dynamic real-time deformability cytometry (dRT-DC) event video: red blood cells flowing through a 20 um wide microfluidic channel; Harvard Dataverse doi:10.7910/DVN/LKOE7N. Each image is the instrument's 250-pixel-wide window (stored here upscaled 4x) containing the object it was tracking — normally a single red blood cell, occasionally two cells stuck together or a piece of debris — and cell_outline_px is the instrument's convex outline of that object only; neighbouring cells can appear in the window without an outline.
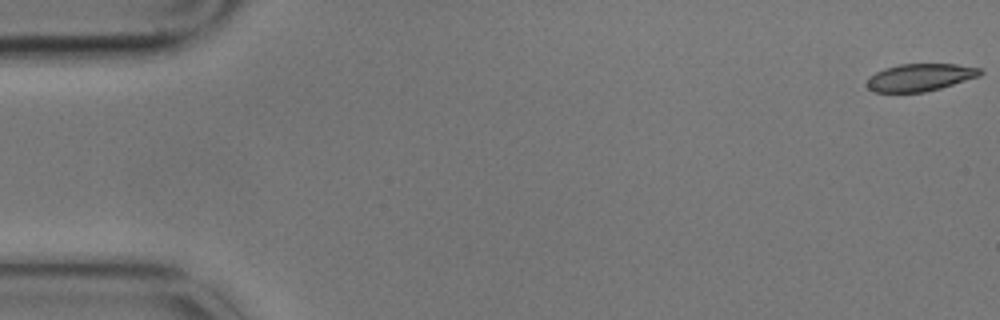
{"species": "common noctule bat (a hibernating species)", "species_latin": "Nyctalus noctula", "temperature_condition": "cold", "stored_images_in_passage": 5, "camera_frame_rate_fps": 3000, "um_per_image_px": 0.085, "animal": {"sex": "male", "body_mass_g": 17.9}, "frame": {"image": 1, "passage_image": 1, "time_ms": 0.0, "image_size_px": [1000, 320], "cell_outline_px": [[984, 72], [980, 76], [940, 88], [924, 92], [876, 92], [868, 88], [868, 80], [876, 72], [884, 68], [900, 64], [956, 64], [980, 68]], "centroid_in_image_um": [78.25, 6.57], "position_along_channel_um": 6.8, "area_um2": 17.92}}
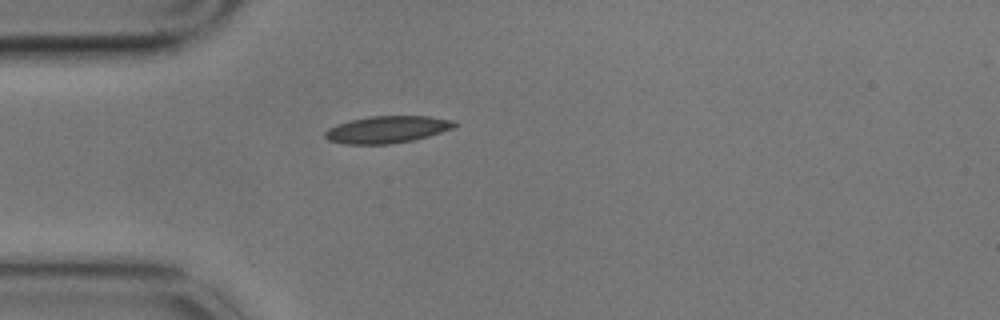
{"frame": {"image": 2, "passage_image": 5, "time_ms": 1.333, "image_size_px": [1000, 320], "cell_outline_px": [[456, 124], [452, 128], [428, 136], [412, 140], [388, 144], [344, 144], [328, 140], [324, 136], [324, 132], [328, 128], [336, 124], [368, 116], [428, 116], [456, 120]], "centroid_in_image_um": [32.88, 11.0], "position_along_channel_um": 52.1, "area_um2": 20.35}}